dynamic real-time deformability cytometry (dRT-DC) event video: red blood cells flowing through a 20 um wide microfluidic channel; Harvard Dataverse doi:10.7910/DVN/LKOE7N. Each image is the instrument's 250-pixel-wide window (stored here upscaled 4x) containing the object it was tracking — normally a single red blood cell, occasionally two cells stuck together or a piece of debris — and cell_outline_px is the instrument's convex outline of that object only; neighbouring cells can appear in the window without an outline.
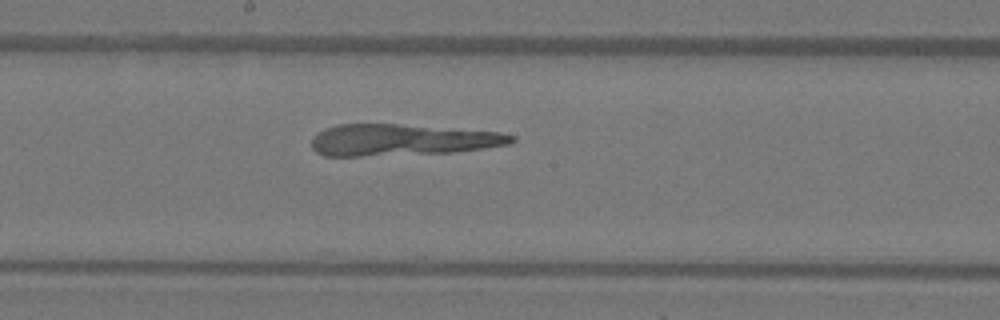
{"species": "Egyptian fruit bat (a non-hibernating species)", "species_latin": "Rousettus aegyptiacus", "temperature_condition": "warm", "stored_images_in_passage": 50, "camera_frame_rate_fps": 3000, "um_per_image_px": 0.085, "animal": {"sex": "female"}, "frame": {"image": 1, "passage_image": 27, "time_ms": 8.667, "image_size_px": [1000, 320], "cell_outline_px": [[516, 140], [512, 144], [484, 148], [452, 152], [360, 156], [324, 156], [316, 152], [312, 148], [312, 140], [324, 128], [336, 124], [396, 124], [500, 132], [516, 136]], "centroid_in_image_um": [34.18, 11.89], "position_along_channel_um": 214.0, "area_um2": 36.53}}
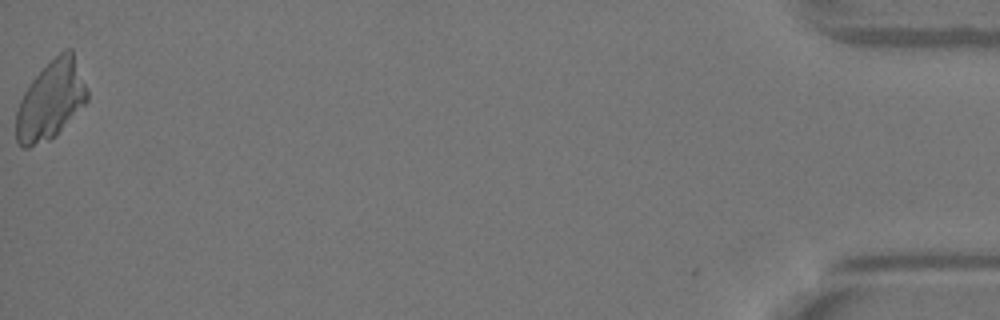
{"frame": {"image": 2, "passage_image": 50, "time_ms": 16.333, "image_size_px": [1000, 320], "cell_outline_px": [[88, 100], [56, 136], [48, 140], [28, 148], [20, 148], [16, 140], [16, 112], [20, 100], [24, 92], [32, 80], [64, 48], [72, 48], [88, 92]], "centroid_in_image_um": [4.31, 8.55], "position_along_channel_um": 430.9, "area_um2": 32.31}}